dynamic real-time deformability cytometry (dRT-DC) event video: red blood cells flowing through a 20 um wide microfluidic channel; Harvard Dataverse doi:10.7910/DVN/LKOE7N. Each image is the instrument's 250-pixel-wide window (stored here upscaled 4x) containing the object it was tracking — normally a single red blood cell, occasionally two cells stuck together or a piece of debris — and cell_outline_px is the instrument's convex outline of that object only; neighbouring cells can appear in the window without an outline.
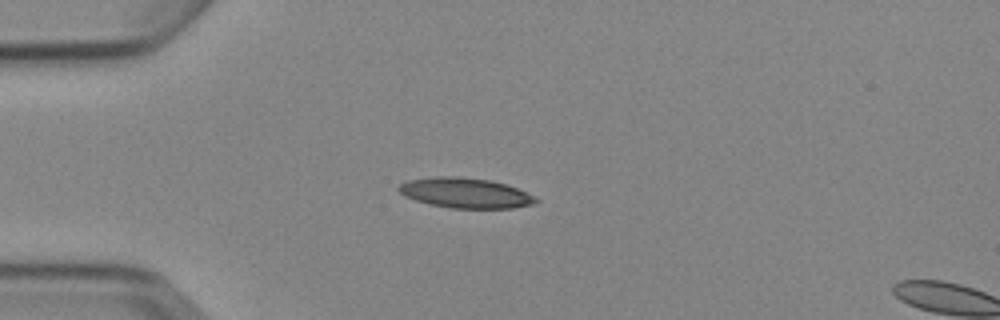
{"species": "Egyptian fruit bat (a non-hibernating species)", "species_latin": "Rousettus aegyptiacus", "temperature_condition": "cold", "stored_images_in_passage": 3, "segment_of_instrument_passage": [1, 2], "camera_frame_rate_fps": 3000, "um_per_image_px": 0.085, "animal": {"sex": "female"}, "frame": {"image": 1, "passage_image": 2, "time_ms": 1.333, "image_size_px": [1000, 320], "cell_outline_px": [[540, 200], [532, 204], [512, 208], [452, 208], [432, 204], [416, 200], [404, 196], [396, 188], [400, 184], [408, 180], [436, 176], [460, 176], [492, 180], [516, 188]], "centroid_in_image_um": [39.52, 16.39], "position_along_channel_um": 45.5, "area_um2": 23.87}}